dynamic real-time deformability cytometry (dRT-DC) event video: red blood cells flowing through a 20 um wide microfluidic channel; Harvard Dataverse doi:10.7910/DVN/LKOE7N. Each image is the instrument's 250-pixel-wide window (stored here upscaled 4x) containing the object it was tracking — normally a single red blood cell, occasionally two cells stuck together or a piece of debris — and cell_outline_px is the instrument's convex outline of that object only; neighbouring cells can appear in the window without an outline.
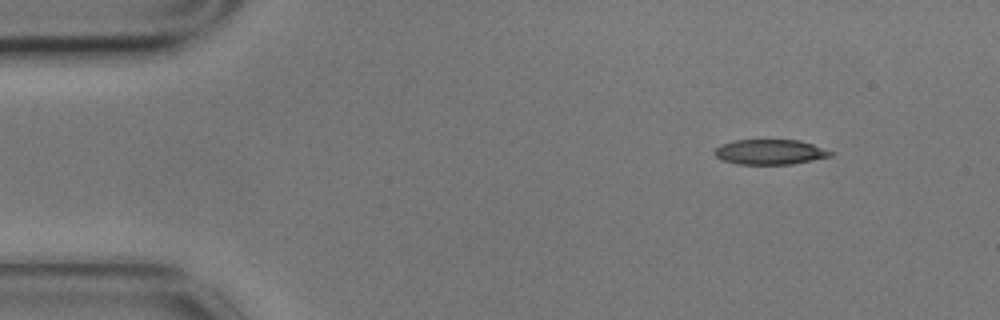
{"species": "common noctule bat (a hibernating species)", "species_latin": "Nyctalus noctula", "temperature_condition": "cold", "stored_images_in_passage": 4, "segment_of_instrument_passage": [2, 2], "camera_frame_rate_fps": 3000, "um_per_image_px": 0.085, "animal": {"sex": "male", "body_mass_g": 17.9}, "frame": {"image": 1, "passage_image": 4, "time_ms": 1.0, "image_size_px": [1000, 320], "cell_outline_px": [[836, 152], [832, 156], [792, 164], [736, 164], [724, 160], [716, 156], [712, 152], [720, 144], [736, 140], [800, 140]], "centroid_in_image_um": [65.47, 12.91], "position_along_channel_um": 19.5, "area_um2": 16.99}}